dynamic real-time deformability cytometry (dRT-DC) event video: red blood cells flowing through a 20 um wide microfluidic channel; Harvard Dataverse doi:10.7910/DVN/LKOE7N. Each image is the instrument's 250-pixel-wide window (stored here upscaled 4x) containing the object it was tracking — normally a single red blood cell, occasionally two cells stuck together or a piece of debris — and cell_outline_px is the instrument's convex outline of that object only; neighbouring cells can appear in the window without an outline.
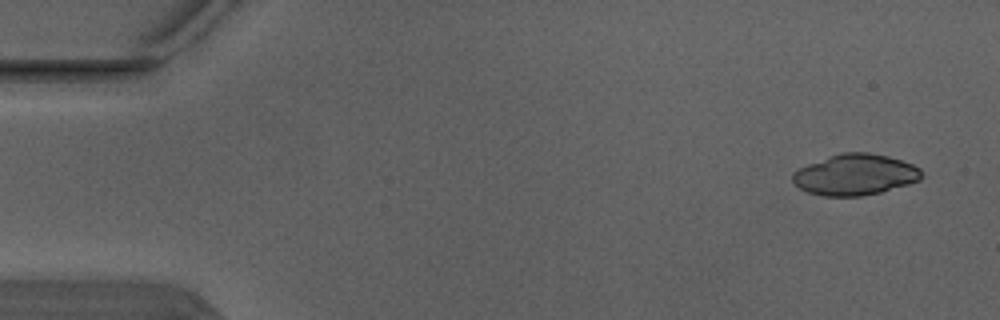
{"species": "Egyptian fruit bat (a non-hibernating species)", "species_latin": "Rousettus aegyptiacus", "temperature_condition": "warm", "stored_images_in_passage": 4, "camera_frame_rate_fps": 3000, "um_per_image_px": 0.085, "animal": {"sex": "male"}, "frame": {"image": 1, "passage_image": 1, "time_ms": 0.0, "image_size_px": [1000, 320], "cell_outline_px": [[924, 176], [920, 180], [908, 184], [880, 192], [860, 196], [824, 196], [808, 192], [800, 188], [792, 180], [792, 172], [808, 164], [840, 152], [868, 152], [888, 156], [912, 164], [920, 168]], "centroid_in_image_um": [72.7, 14.84], "position_along_channel_um": 12.3, "area_um2": 30.75}}